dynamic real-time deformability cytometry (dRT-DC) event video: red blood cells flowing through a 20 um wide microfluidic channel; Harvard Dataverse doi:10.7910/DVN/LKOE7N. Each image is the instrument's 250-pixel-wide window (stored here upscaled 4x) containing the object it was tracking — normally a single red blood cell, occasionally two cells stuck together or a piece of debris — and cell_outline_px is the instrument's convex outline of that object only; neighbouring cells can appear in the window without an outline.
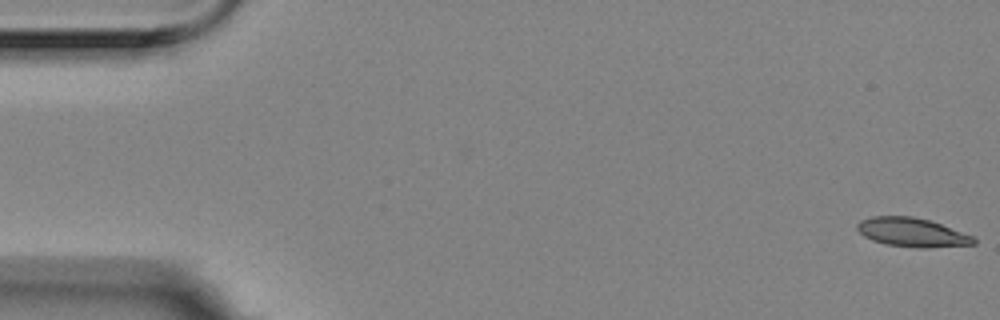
{"species": "Egyptian fruit bat (a non-hibernating species)", "species_latin": "Rousettus aegyptiacus", "temperature_condition": "room temperature", "stored_images_in_passage": 6, "camera_frame_rate_fps": 3000, "um_per_image_px": 0.085, "animal": {"sex": "female"}, "frame": {"image": 1, "passage_image": 1, "time_ms": 0.0, "image_size_px": [1000, 320], "cell_outline_px": [[976, 244], [924, 248], [920, 248], [884, 244], [872, 240], [864, 236], [856, 228], [856, 224], [860, 220], [872, 216], [912, 216], [928, 220], [940, 224], [972, 236], [976, 240]], "centroid_in_image_um": [77.48, 19.75], "position_along_channel_um": 7.5, "area_um2": 19.48}}